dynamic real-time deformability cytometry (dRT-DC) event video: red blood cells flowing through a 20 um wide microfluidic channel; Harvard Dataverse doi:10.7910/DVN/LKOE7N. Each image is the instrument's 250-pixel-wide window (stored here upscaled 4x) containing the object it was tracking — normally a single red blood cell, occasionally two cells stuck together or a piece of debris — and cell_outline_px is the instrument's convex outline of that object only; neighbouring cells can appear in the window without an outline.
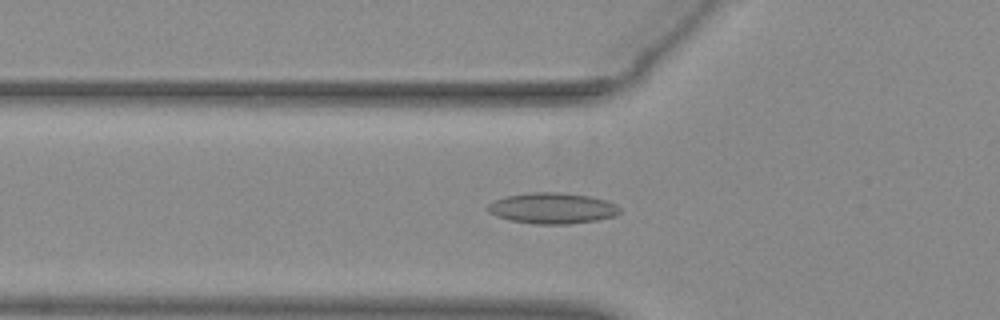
{"species": "common noctule bat (a hibernating species)", "species_latin": "Nyctalus noctula", "temperature_condition": "warm", "stored_images_in_passage": 48, "camera_frame_rate_fps": 3000, "um_per_image_px": 0.085, "animal": {"sex": "female", "body_mass_g": 29.2, "forearm_length_mm": 56.3}, "frame": {"image": 1, "passage_image": 19, "time_ms": 6.0, "image_size_px": [1000, 320], "cell_outline_px": [[620, 212], [616, 216], [596, 220], [568, 224], [536, 224], [508, 220], [496, 216], [488, 212], [488, 204], [496, 200], [508, 196], [536, 192], [560, 192], [588, 196], [604, 200], [616, 204], [620, 208]], "centroid_in_image_um": [46.96, 17.71], "position_along_channel_um": 78.8, "area_um2": 23.58}}
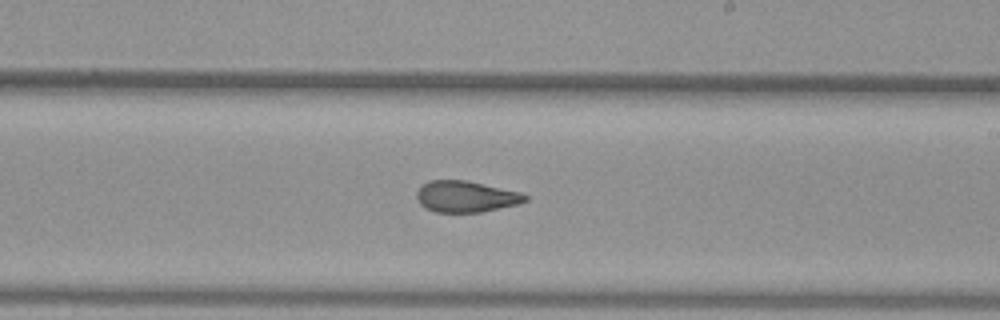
{"frame": {"image": 2, "passage_image": 32, "time_ms": 10.333, "image_size_px": [1000, 320], "cell_outline_px": [[528, 200], [520, 204], [480, 212], [436, 212], [424, 208], [420, 204], [416, 196], [416, 192], [428, 180], [468, 180], [520, 192], [528, 196]], "centroid_in_image_um": [39.61, 16.71], "position_along_channel_um": 249.4, "area_um2": 19.88}}
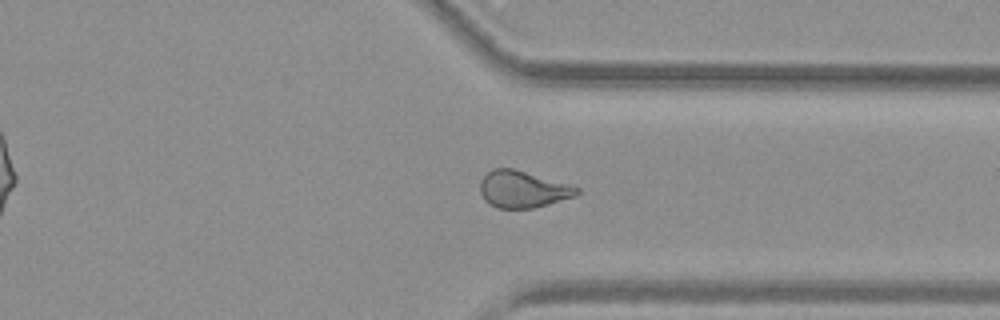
{"frame": {"image": 3, "passage_image": 41, "time_ms": 13.333, "image_size_px": [1000, 320], "cell_outline_px": [[580, 192], [576, 196], [548, 204], [532, 208], [496, 208], [488, 204], [484, 200], [480, 192], [480, 180], [492, 168], [512, 168], [572, 184], [580, 188]], "centroid_in_image_um": [44.44, 16.08], "position_along_channel_um": 367.0, "area_um2": 20.98}}